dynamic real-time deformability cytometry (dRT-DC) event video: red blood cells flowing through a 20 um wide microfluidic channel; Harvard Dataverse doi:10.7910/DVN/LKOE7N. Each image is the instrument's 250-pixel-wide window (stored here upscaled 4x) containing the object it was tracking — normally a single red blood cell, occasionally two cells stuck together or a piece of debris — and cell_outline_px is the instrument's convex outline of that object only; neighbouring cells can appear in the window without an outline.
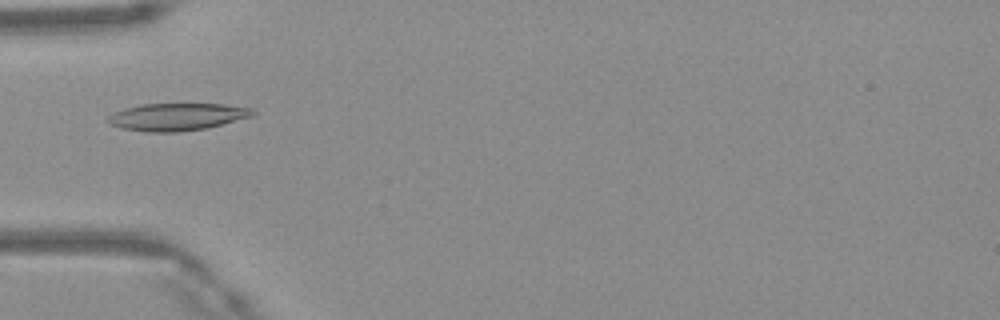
{"species": "Egyptian fruit bat (a non-hibernating species)", "species_latin": "Rousettus aegyptiacus", "temperature_condition": "warm", "stored_images_in_passage": 47, "camera_frame_rate_fps": 3000, "um_per_image_px": 0.085, "frame": {"image": 1, "passage_image": 15, "time_ms": 4.667, "image_size_px": [1000, 320], "cell_outline_px": [[256, 112], [252, 116], [208, 128], [176, 132], [148, 132], [120, 128], [108, 124], [104, 120], [108, 116], [124, 108], [140, 104], [224, 104], [252, 108]], "centroid_in_image_um": [15.01, 9.93], "position_along_channel_um": 70.0, "area_um2": 23.24}}
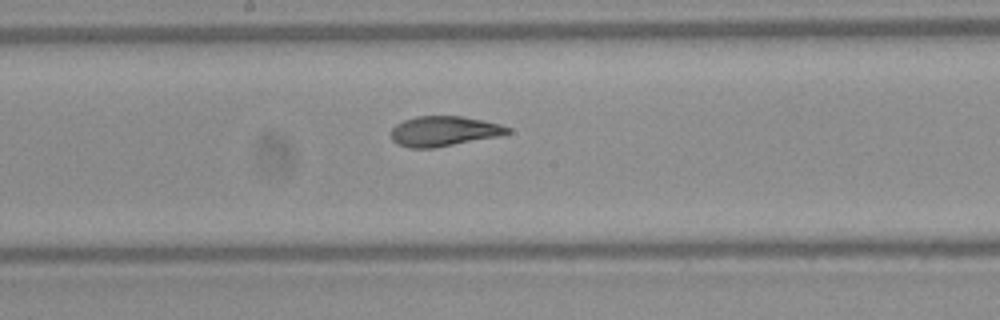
{"frame": {"image": 2, "passage_image": 25, "time_ms": 8.0, "image_size_px": [1000, 320], "cell_outline_px": [[512, 132], [496, 136], [432, 148], [408, 148], [396, 144], [392, 140], [392, 128], [396, 124], [404, 120], [416, 116], [464, 116], [484, 120], [500, 124], [512, 128]], "centroid_in_image_um": [37.71, 11.14], "position_along_channel_um": 210.5, "area_um2": 20.35}}
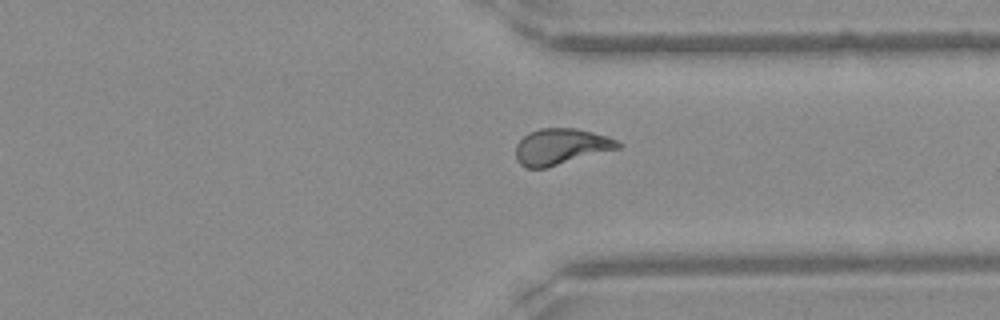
{"frame": {"image": 3, "passage_image": 36, "time_ms": 11.667, "image_size_px": [1000, 320], "cell_outline_px": [[624, 144], [620, 148], [544, 168], [524, 168], [516, 160], [516, 144], [528, 132], [540, 128], [576, 128], [608, 136]], "centroid_in_image_um": [47.67, 12.45], "position_along_channel_um": 363.7, "area_um2": 21.5}, "authors_computed_cell_mechanics": {"area_um2": 21.5016, "velocity_mm_per_s": 4.1853, "shape_relaxation_time_tau1_ms": null, "shape_relaxation_time_tau2_ms": 1.5907, "deformation_change_tau1": null, "deformation_change_tau2": 0.0673}}